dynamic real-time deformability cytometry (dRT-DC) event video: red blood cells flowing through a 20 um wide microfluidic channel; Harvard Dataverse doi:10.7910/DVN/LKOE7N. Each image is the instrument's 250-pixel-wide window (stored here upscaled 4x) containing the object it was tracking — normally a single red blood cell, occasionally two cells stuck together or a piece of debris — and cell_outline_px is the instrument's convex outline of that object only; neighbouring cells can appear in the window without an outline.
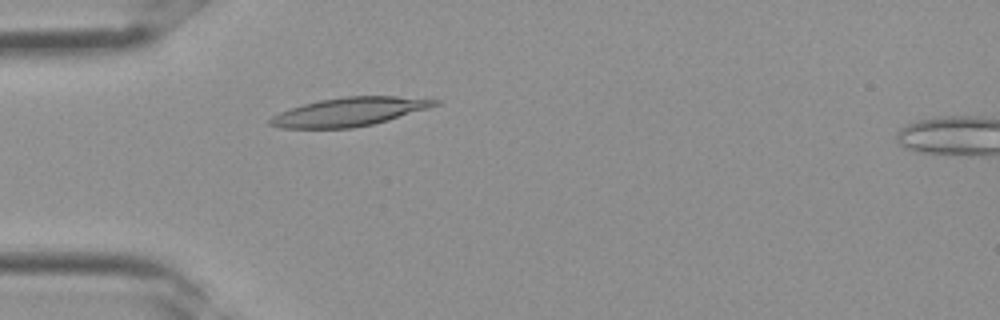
{"species": "Egyptian fruit bat (a non-hibernating species)", "species_latin": "Rousettus aegyptiacus", "temperature_condition": "room temperature", "stored_images_in_passage": 34, "camera_frame_rate_fps": 3000, "um_per_image_px": 0.085, "frame": {"image": 1, "passage_image": 9, "time_ms": 2.667, "image_size_px": [1000, 320], "cell_outline_px": [[440, 104], [428, 108], [388, 120], [372, 124], [352, 128], [280, 128], [268, 124], [268, 120], [272, 116], [280, 112], [304, 104], [320, 100], [348, 96], [396, 96], [440, 100]], "centroid_in_image_um": [29.68, 9.5], "position_along_channel_um": 55.3, "area_um2": 27.17}}
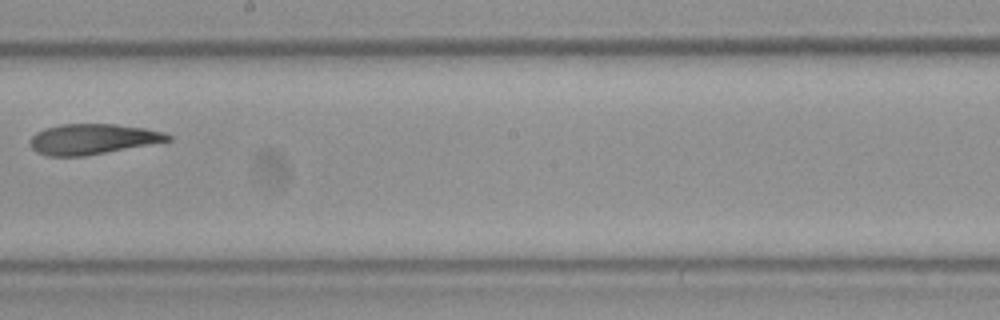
{"frame": {"image": 2, "passage_image": 19, "time_ms": 6.0, "image_size_px": [1000, 320], "cell_outline_px": [[172, 140], [84, 156], [48, 156], [36, 152], [32, 148], [28, 140], [36, 132], [44, 128], [60, 124], [116, 124], [144, 128], [164, 132], [172, 136]], "centroid_in_image_um": [7.83, 11.82], "position_along_channel_um": 240.4, "area_um2": 24.39}}
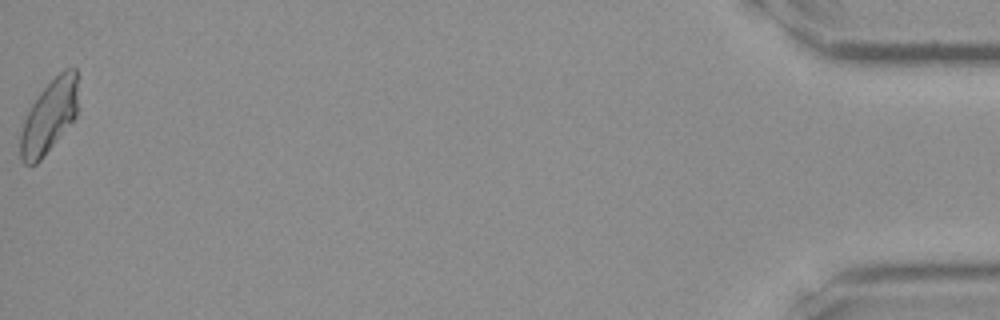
{"frame": {"image": 3, "passage_image": 34, "time_ms": 11.0, "image_size_px": [1000, 320], "cell_outline_px": [[76, 116], [44, 156], [36, 164], [24, 164], [20, 160], [20, 132], [24, 120], [32, 104], [40, 92], [64, 68], [76, 68]], "centroid_in_image_um": [4.14, 9.93], "position_along_channel_um": 431.1, "area_um2": 24.04}}